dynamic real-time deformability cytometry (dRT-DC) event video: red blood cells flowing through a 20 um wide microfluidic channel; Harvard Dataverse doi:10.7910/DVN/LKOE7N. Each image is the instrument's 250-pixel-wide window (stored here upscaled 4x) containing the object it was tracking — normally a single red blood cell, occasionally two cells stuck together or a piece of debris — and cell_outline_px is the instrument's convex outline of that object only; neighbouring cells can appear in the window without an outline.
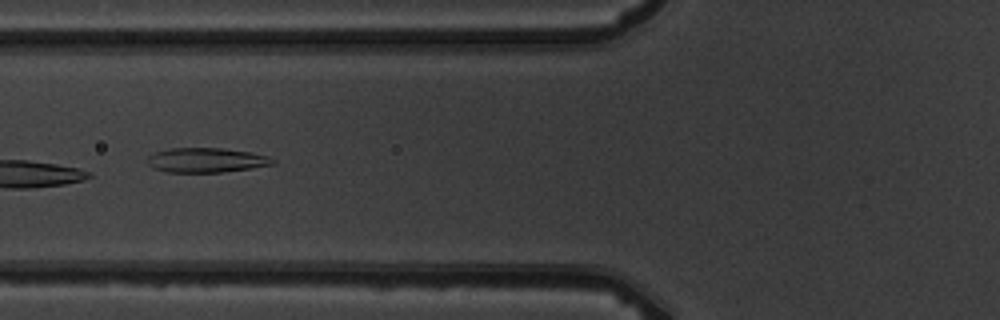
{"species": "common noctule bat (a hibernating species)", "species_latin": "Nyctalus noctula", "temperature_condition": "warm", "stored_images_in_passage": 9, "camera_frame_rate_fps": 3000, "um_per_image_px": 0.085, "animal": {"sex": "male", "body_mass_g": 19.5, "forearm_length_mm": 54.6}, "frame": {"image": 1, "passage_image": 7, "time_ms": 7.667, "image_size_px": [1000, 320], "cell_outline_px": [[276, 164], [252, 168], [220, 172], [168, 172], [152, 168], [148, 164], [148, 156], [156, 152], [168, 148], [220, 148], [248, 152], [268, 156], [276, 160]], "centroid_in_image_um": [17.54, 13.61], "position_along_channel_um": 108.3, "area_um2": 17.92}}
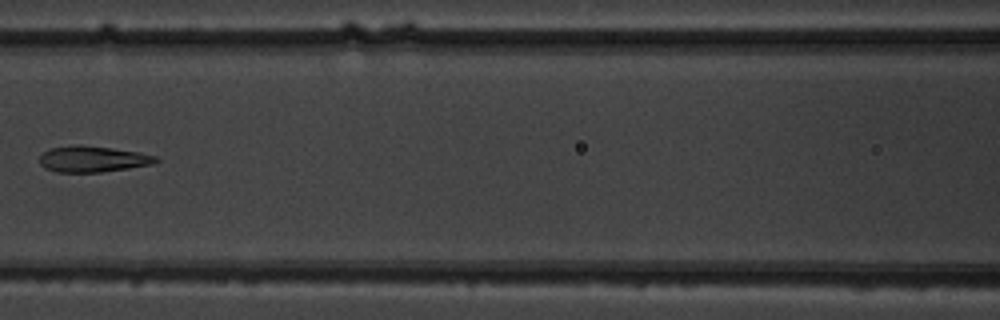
{"frame": {"image": 2, "passage_image": 8, "time_ms": 9.0, "image_size_px": [1000, 320], "cell_outline_px": [[160, 160], [152, 164], [128, 168], [100, 172], [56, 172], [44, 168], [40, 164], [40, 156], [44, 152], [52, 148], [72, 144], [80, 144], [112, 148], [140, 152], [156, 156]], "centroid_in_image_um": [7.87, 13.51], "position_along_channel_um": 158.7, "area_um2": 17.74}}
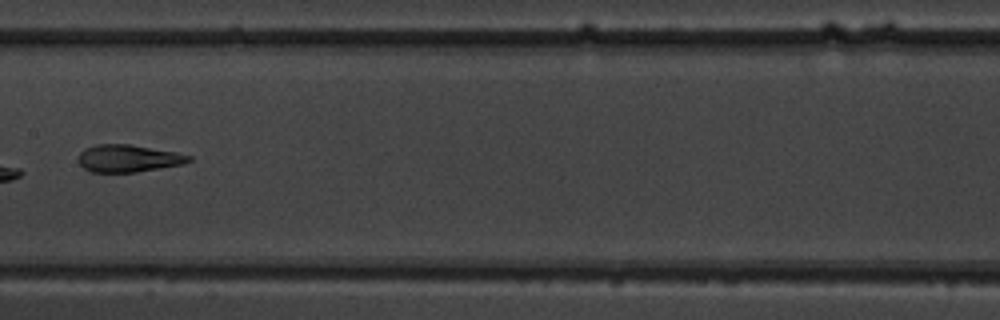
{"frame": {"image": 3, "passage_image": 9, "time_ms": 10.0, "image_size_px": [1000, 320], "cell_outline_px": [[192, 160], [180, 164], [160, 168], [136, 172], [92, 172], [84, 168], [80, 164], [80, 152], [84, 148], [96, 144], [128, 144], [176, 152], [192, 156]], "centroid_in_image_um": [10.89, 13.46], "position_along_channel_um": 196.5, "area_um2": 17.4}}